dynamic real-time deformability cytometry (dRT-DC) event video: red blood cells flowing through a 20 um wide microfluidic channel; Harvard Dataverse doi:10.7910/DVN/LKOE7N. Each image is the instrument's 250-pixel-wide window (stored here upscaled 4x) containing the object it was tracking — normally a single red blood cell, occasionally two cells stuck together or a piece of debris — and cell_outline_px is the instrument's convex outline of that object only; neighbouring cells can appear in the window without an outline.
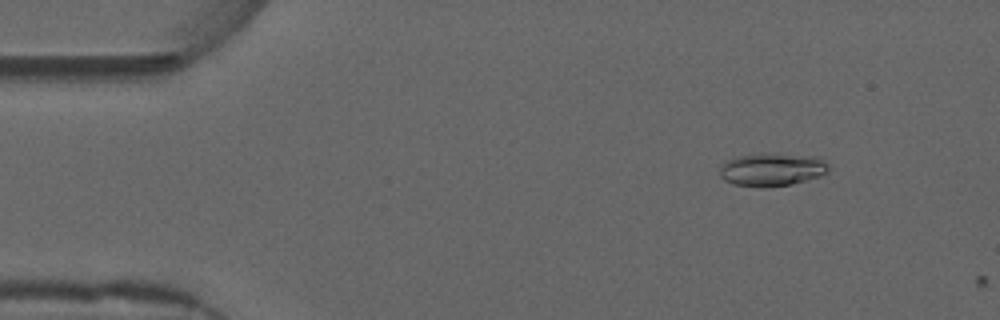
{"species": "common noctule bat (a hibernating species)", "species_latin": "Nyctalus noctula", "temperature_condition": "warm", "stored_images_in_passage": 7, "camera_frame_rate_fps": 3000, "um_per_image_px": 0.085, "animal": {"sex": "male", "forearm_length_mm": 52.5}, "frame": {"image": 1, "passage_image": 6, "time_ms": 1.667, "image_size_px": [1000, 320], "cell_outline_px": [[832, 168], [828, 172], [820, 176], [792, 184], [764, 188], [732, 184], [724, 180], [720, 176], [720, 164], [736, 156], [764, 152], [772, 152], [820, 156]], "centroid_in_image_um": [65.65, 14.38], "position_along_channel_um": 19.4, "area_um2": 21.79}}